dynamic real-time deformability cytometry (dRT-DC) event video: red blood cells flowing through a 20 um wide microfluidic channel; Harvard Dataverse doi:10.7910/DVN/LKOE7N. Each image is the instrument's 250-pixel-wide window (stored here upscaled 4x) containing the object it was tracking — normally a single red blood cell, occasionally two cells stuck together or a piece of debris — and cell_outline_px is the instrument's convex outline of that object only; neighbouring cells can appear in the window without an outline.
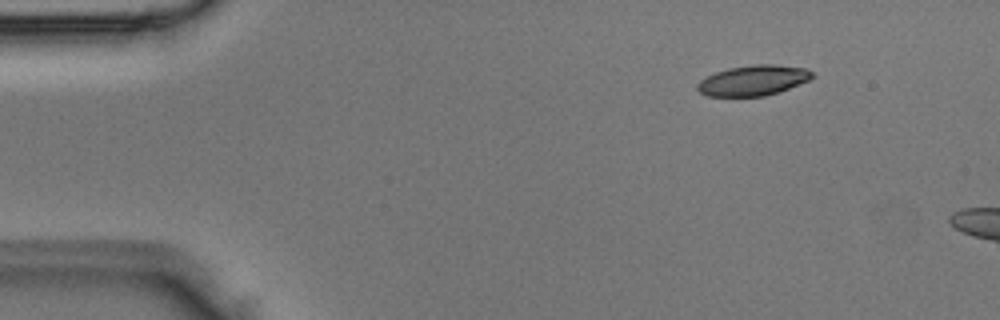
{"species": "Egyptian fruit bat (a non-hibernating species)", "species_latin": "Rousettus aegyptiacus", "temperature_condition": "room temperature", "stored_images_in_passage": 4, "camera_frame_rate_fps": 3000, "um_per_image_px": 0.085, "animal": {"sex": "male"}, "frame": {"image": 1, "passage_image": 2, "time_ms": 0.333, "image_size_px": [1000, 320], "cell_outline_px": [[816, 76], [808, 80], [788, 88], [764, 96], [708, 96], [700, 92], [696, 88], [696, 84], [700, 80], [716, 72], [728, 68], [752, 64], [776, 64], [808, 68]], "centroid_in_image_um": [64.03, 6.82], "position_along_channel_um": 21.0, "area_um2": 20.29}}